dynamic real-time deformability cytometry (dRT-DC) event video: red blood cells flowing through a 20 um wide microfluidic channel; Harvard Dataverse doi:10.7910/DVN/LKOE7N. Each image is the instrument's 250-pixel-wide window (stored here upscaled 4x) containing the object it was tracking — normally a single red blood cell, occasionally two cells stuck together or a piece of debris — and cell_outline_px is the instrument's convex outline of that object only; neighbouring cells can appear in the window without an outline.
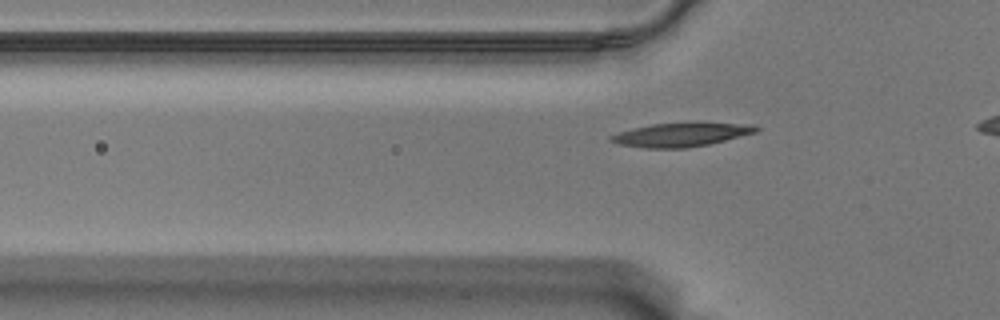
{"species": "Egyptian fruit bat (a non-hibernating species)", "species_latin": "Rousettus aegyptiacus", "temperature_condition": "warm", "stored_images_in_passage": 16, "camera_frame_rate_fps": 3000, "um_per_image_px": 0.085, "animal": {"sex": "male"}, "frame": {"image": 1, "passage_image": 8, "time_ms": 2.333, "image_size_px": [1000, 320], "cell_outline_px": [[760, 128], [756, 132], [708, 144], [684, 148], [644, 148], [620, 144], [608, 140], [608, 136], [632, 128], [652, 124], [756, 124]], "centroid_in_image_um": [57.83, 11.47], "position_along_channel_um": 68.0, "area_um2": 19.42}}
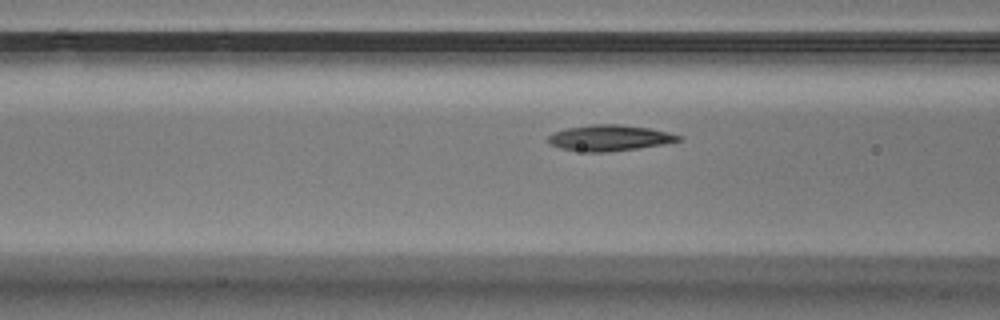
{"frame": {"image": 2, "passage_image": 12, "time_ms": 3.667, "image_size_px": [1000, 320], "cell_outline_px": [[684, 140], [664, 144], [608, 152], [584, 152], [560, 148], [548, 144], [548, 136], [552, 132], [568, 128], [592, 124], [620, 124], [648, 128], [668, 132], [684, 136]], "centroid_in_image_um": [51.82, 11.72], "position_along_channel_um": 114.8, "area_um2": 19.83}}
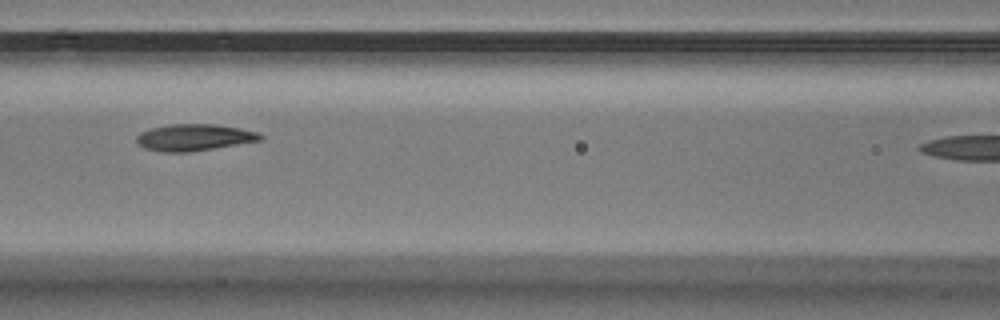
{"frame": {"image": 3, "passage_image": 15, "time_ms": 4.667, "image_size_px": [1000, 320], "cell_outline_px": [[264, 140], [188, 152], [160, 152], [144, 148], [136, 144], [136, 136], [140, 132], [152, 128], [168, 124], [212, 124], [240, 128], [260, 132], [264, 136]], "centroid_in_image_um": [16.5, 11.68], "position_along_channel_um": 150.1, "area_um2": 19.42}}